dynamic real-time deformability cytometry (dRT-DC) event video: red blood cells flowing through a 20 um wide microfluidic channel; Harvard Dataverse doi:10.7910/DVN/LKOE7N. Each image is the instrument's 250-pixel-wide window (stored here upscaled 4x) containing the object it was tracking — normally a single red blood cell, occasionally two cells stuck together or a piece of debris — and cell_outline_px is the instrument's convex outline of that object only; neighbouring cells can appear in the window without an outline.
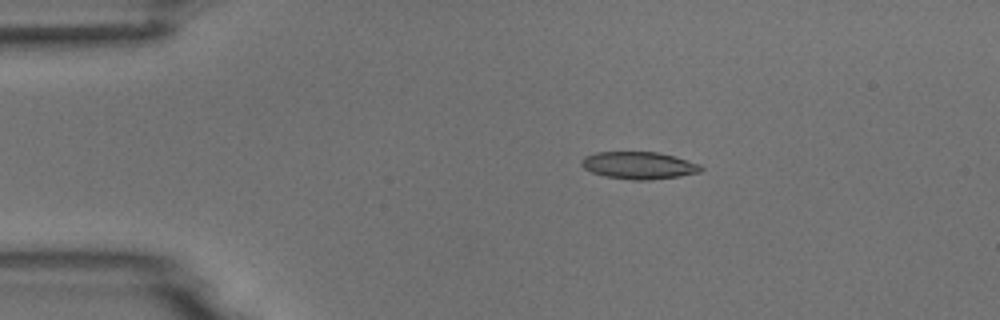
{"species": "common noctule bat (a hibernating species)", "species_latin": "Nyctalus noctula", "temperature_condition": "room temperature", "stored_images_in_passage": 5, "camera_frame_rate_fps": 3000, "um_per_image_px": 0.085, "animal": {"sex": "male", "body_mass_g": 18.8}, "frame": {"image": 1, "passage_image": 2, "time_ms": 1.333, "image_size_px": [1000, 320], "cell_outline_px": [[704, 168], [700, 172], [680, 176], [652, 180], [632, 180], [604, 176], [592, 172], [584, 168], [580, 164], [580, 160], [584, 156], [596, 152], [656, 152], [672, 156], [700, 164]], "centroid_in_image_um": [54.27, 14.06], "position_along_channel_um": 30.7, "area_um2": 19.02}}
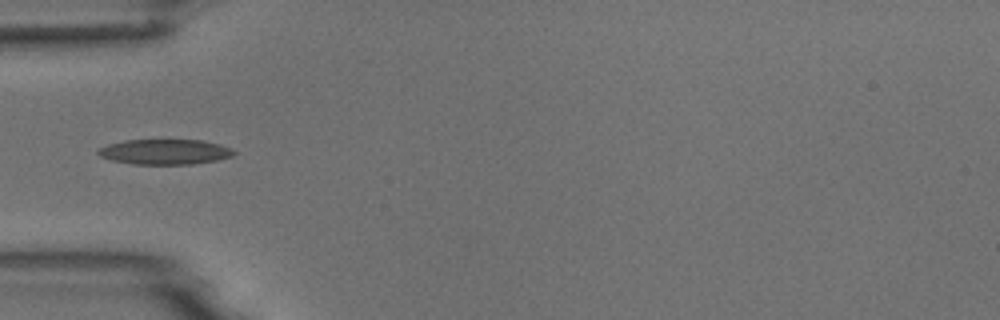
{"frame": {"image": 2, "passage_image": 4, "time_ms": 3.667, "image_size_px": [1000, 320], "cell_outline_px": [[236, 152], [232, 156], [216, 160], [192, 164], [132, 164], [112, 160], [100, 156], [96, 152], [100, 148], [108, 144], [124, 140], [204, 140], [220, 144], [232, 148]], "centroid_in_image_um": [14.03, 12.9], "position_along_channel_um": 71.0, "area_um2": 19.94}}